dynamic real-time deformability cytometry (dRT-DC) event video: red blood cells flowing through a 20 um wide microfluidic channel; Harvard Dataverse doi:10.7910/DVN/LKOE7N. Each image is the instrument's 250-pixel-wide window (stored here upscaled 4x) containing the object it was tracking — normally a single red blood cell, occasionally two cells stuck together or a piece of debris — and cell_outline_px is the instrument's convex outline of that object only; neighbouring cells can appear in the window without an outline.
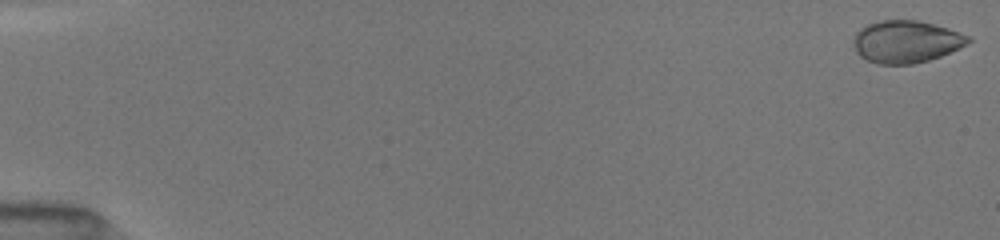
{"species": "common noctule bat (a hibernating species)", "species_latin": "Nyctalus noctula", "temperature_condition": "room temperature", "stored_images_in_passage": 21, "camera_frame_rate_fps": 3000, "um_per_image_px": 0.085, "animal": {"sex": "female", "body_mass_g": 19.5, "forearm_length_mm": 54.1}, "frame": {"image": 1, "passage_image": 1, "time_ms": 0.0, "image_size_px": [1000, 240], "cell_outline_px": [[972, 40], [968, 44], [940, 56], [928, 60], [912, 64], [876, 64], [864, 60], [856, 52], [852, 40], [856, 32], [860, 28], [868, 24], [880, 20], [916, 20], [948, 28], [972, 36]], "centroid_in_image_um": [77.0, 3.54], "position_along_channel_um": 8.0, "area_um2": 28.5}}
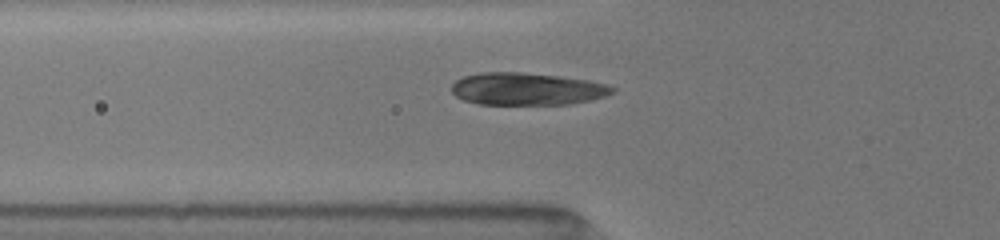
{"frame": {"image": 2, "passage_image": 15, "time_ms": 6.0, "image_size_px": [1000, 240], "cell_outline_px": [[616, 92], [604, 96], [572, 104], [480, 104], [464, 100], [456, 96], [452, 92], [452, 84], [456, 80], [464, 76], [480, 72], [520, 72], [560, 76], [588, 80], [608, 84], [616, 88]], "centroid_in_image_um": [44.81, 7.55], "position_along_channel_um": 81.0, "area_um2": 30.35}}
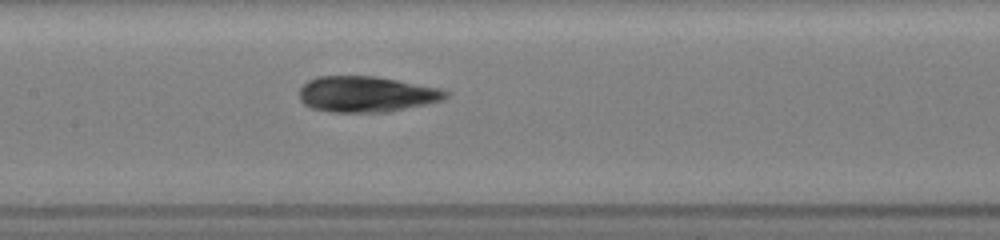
{"frame": {"image": 3, "passage_image": 21, "time_ms": 8.333, "image_size_px": [1000, 240], "cell_outline_px": [[448, 96], [444, 100], [428, 104], [388, 112], [332, 112], [312, 108], [304, 104], [300, 100], [300, 88], [308, 80], [316, 76], [376, 76], [440, 88], [448, 92]], "centroid_in_image_um": [31.15, 8.0], "position_along_channel_um": 176.2, "area_um2": 30.69}}